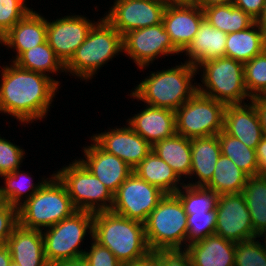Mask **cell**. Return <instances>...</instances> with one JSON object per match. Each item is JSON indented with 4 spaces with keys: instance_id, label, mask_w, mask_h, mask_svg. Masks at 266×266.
Listing matches in <instances>:
<instances>
[{
    "instance_id": "47",
    "label": "cell",
    "mask_w": 266,
    "mask_h": 266,
    "mask_svg": "<svg viewBox=\"0 0 266 266\" xmlns=\"http://www.w3.org/2000/svg\"><path fill=\"white\" fill-rule=\"evenodd\" d=\"M51 266H90L84 257L57 261Z\"/></svg>"
},
{
    "instance_id": "4",
    "label": "cell",
    "mask_w": 266,
    "mask_h": 266,
    "mask_svg": "<svg viewBox=\"0 0 266 266\" xmlns=\"http://www.w3.org/2000/svg\"><path fill=\"white\" fill-rule=\"evenodd\" d=\"M97 20L65 65V75L89 81L107 62L123 53L122 35L104 17Z\"/></svg>"
},
{
    "instance_id": "10",
    "label": "cell",
    "mask_w": 266,
    "mask_h": 266,
    "mask_svg": "<svg viewBox=\"0 0 266 266\" xmlns=\"http://www.w3.org/2000/svg\"><path fill=\"white\" fill-rule=\"evenodd\" d=\"M225 107L197 91L175 111L176 133L189 139L217 135L223 130Z\"/></svg>"
},
{
    "instance_id": "26",
    "label": "cell",
    "mask_w": 266,
    "mask_h": 266,
    "mask_svg": "<svg viewBox=\"0 0 266 266\" xmlns=\"http://www.w3.org/2000/svg\"><path fill=\"white\" fill-rule=\"evenodd\" d=\"M133 172L165 194H175L185 183L155 152L151 151Z\"/></svg>"
},
{
    "instance_id": "13",
    "label": "cell",
    "mask_w": 266,
    "mask_h": 266,
    "mask_svg": "<svg viewBox=\"0 0 266 266\" xmlns=\"http://www.w3.org/2000/svg\"><path fill=\"white\" fill-rule=\"evenodd\" d=\"M216 213V235L234 243L259 237L242 193L219 195Z\"/></svg>"
},
{
    "instance_id": "24",
    "label": "cell",
    "mask_w": 266,
    "mask_h": 266,
    "mask_svg": "<svg viewBox=\"0 0 266 266\" xmlns=\"http://www.w3.org/2000/svg\"><path fill=\"white\" fill-rule=\"evenodd\" d=\"M227 35L204 19L195 38L183 52L188 57L186 61L197 69L207 61L225 57Z\"/></svg>"
},
{
    "instance_id": "2",
    "label": "cell",
    "mask_w": 266,
    "mask_h": 266,
    "mask_svg": "<svg viewBox=\"0 0 266 266\" xmlns=\"http://www.w3.org/2000/svg\"><path fill=\"white\" fill-rule=\"evenodd\" d=\"M169 68L151 71L130 91L133 100L174 111L186 103L198 91V83L194 81L197 69L187 61Z\"/></svg>"
},
{
    "instance_id": "31",
    "label": "cell",
    "mask_w": 266,
    "mask_h": 266,
    "mask_svg": "<svg viewBox=\"0 0 266 266\" xmlns=\"http://www.w3.org/2000/svg\"><path fill=\"white\" fill-rule=\"evenodd\" d=\"M202 9L205 20L212 27L226 34L243 31L256 22L248 13H245L233 3L211 5Z\"/></svg>"
},
{
    "instance_id": "16",
    "label": "cell",
    "mask_w": 266,
    "mask_h": 266,
    "mask_svg": "<svg viewBox=\"0 0 266 266\" xmlns=\"http://www.w3.org/2000/svg\"><path fill=\"white\" fill-rule=\"evenodd\" d=\"M123 126L109 127V130L96 133L90 138L104 151L117 156L134 169L152 151V145L128 124Z\"/></svg>"
},
{
    "instance_id": "29",
    "label": "cell",
    "mask_w": 266,
    "mask_h": 266,
    "mask_svg": "<svg viewBox=\"0 0 266 266\" xmlns=\"http://www.w3.org/2000/svg\"><path fill=\"white\" fill-rule=\"evenodd\" d=\"M52 175L48 178L41 177L37 183H33L32 175L20 169L5 174L1 177L5 182L0 186V201L18 208L30 199Z\"/></svg>"
},
{
    "instance_id": "30",
    "label": "cell",
    "mask_w": 266,
    "mask_h": 266,
    "mask_svg": "<svg viewBox=\"0 0 266 266\" xmlns=\"http://www.w3.org/2000/svg\"><path fill=\"white\" fill-rule=\"evenodd\" d=\"M13 63L23 69L50 76L59 86L61 84L60 81L55 80L53 75L56 74L57 76L58 73L61 74L63 72L64 74L66 72L65 65L57 57L47 41L22 52Z\"/></svg>"
},
{
    "instance_id": "12",
    "label": "cell",
    "mask_w": 266,
    "mask_h": 266,
    "mask_svg": "<svg viewBox=\"0 0 266 266\" xmlns=\"http://www.w3.org/2000/svg\"><path fill=\"white\" fill-rule=\"evenodd\" d=\"M164 195L160 189L132 172L114 194L111 211L144 223Z\"/></svg>"
},
{
    "instance_id": "36",
    "label": "cell",
    "mask_w": 266,
    "mask_h": 266,
    "mask_svg": "<svg viewBox=\"0 0 266 266\" xmlns=\"http://www.w3.org/2000/svg\"><path fill=\"white\" fill-rule=\"evenodd\" d=\"M244 79L251 98L266 95V49L244 63Z\"/></svg>"
},
{
    "instance_id": "33",
    "label": "cell",
    "mask_w": 266,
    "mask_h": 266,
    "mask_svg": "<svg viewBox=\"0 0 266 266\" xmlns=\"http://www.w3.org/2000/svg\"><path fill=\"white\" fill-rule=\"evenodd\" d=\"M254 232L261 236L266 234V175L248 176L242 191Z\"/></svg>"
},
{
    "instance_id": "45",
    "label": "cell",
    "mask_w": 266,
    "mask_h": 266,
    "mask_svg": "<svg viewBox=\"0 0 266 266\" xmlns=\"http://www.w3.org/2000/svg\"><path fill=\"white\" fill-rule=\"evenodd\" d=\"M250 101L255 106L263 136L266 137V96H256L253 97Z\"/></svg>"
},
{
    "instance_id": "8",
    "label": "cell",
    "mask_w": 266,
    "mask_h": 266,
    "mask_svg": "<svg viewBox=\"0 0 266 266\" xmlns=\"http://www.w3.org/2000/svg\"><path fill=\"white\" fill-rule=\"evenodd\" d=\"M93 220V213L78 210L70 217L41 230L47 262L52 265L57 261L83 257L86 250H83L81 243H84L88 234L93 238Z\"/></svg>"
},
{
    "instance_id": "54",
    "label": "cell",
    "mask_w": 266,
    "mask_h": 266,
    "mask_svg": "<svg viewBox=\"0 0 266 266\" xmlns=\"http://www.w3.org/2000/svg\"><path fill=\"white\" fill-rule=\"evenodd\" d=\"M121 266H142V258L136 260L133 263H129V264H122Z\"/></svg>"
},
{
    "instance_id": "21",
    "label": "cell",
    "mask_w": 266,
    "mask_h": 266,
    "mask_svg": "<svg viewBox=\"0 0 266 266\" xmlns=\"http://www.w3.org/2000/svg\"><path fill=\"white\" fill-rule=\"evenodd\" d=\"M47 18L33 8L6 33V48L16 54L13 62L22 52L47 41Z\"/></svg>"
},
{
    "instance_id": "50",
    "label": "cell",
    "mask_w": 266,
    "mask_h": 266,
    "mask_svg": "<svg viewBox=\"0 0 266 266\" xmlns=\"http://www.w3.org/2000/svg\"><path fill=\"white\" fill-rule=\"evenodd\" d=\"M11 260L8 247L6 245L0 246V266H9Z\"/></svg>"
},
{
    "instance_id": "14",
    "label": "cell",
    "mask_w": 266,
    "mask_h": 266,
    "mask_svg": "<svg viewBox=\"0 0 266 266\" xmlns=\"http://www.w3.org/2000/svg\"><path fill=\"white\" fill-rule=\"evenodd\" d=\"M104 18L123 36L163 21L165 7L158 0H114Z\"/></svg>"
},
{
    "instance_id": "39",
    "label": "cell",
    "mask_w": 266,
    "mask_h": 266,
    "mask_svg": "<svg viewBox=\"0 0 266 266\" xmlns=\"http://www.w3.org/2000/svg\"><path fill=\"white\" fill-rule=\"evenodd\" d=\"M26 152L21 146L13 144L0 134V178L20 169Z\"/></svg>"
},
{
    "instance_id": "53",
    "label": "cell",
    "mask_w": 266,
    "mask_h": 266,
    "mask_svg": "<svg viewBox=\"0 0 266 266\" xmlns=\"http://www.w3.org/2000/svg\"><path fill=\"white\" fill-rule=\"evenodd\" d=\"M6 47V33L0 29V46Z\"/></svg>"
},
{
    "instance_id": "6",
    "label": "cell",
    "mask_w": 266,
    "mask_h": 266,
    "mask_svg": "<svg viewBox=\"0 0 266 266\" xmlns=\"http://www.w3.org/2000/svg\"><path fill=\"white\" fill-rule=\"evenodd\" d=\"M197 72L201 73L202 82L198 83V92L203 95L225 105L244 104L252 99L246 91L244 63L240 61L220 57L201 64Z\"/></svg>"
},
{
    "instance_id": "3",
    "label": "cell",
    "mask_w": 266,
    "mask_h": 266,
    "mask_svg": "<svg viewBox=\"0 0 266 266\" xmlns=\"http://www.w3.org/2000/svg\"><path fill=\"white\" fill-rule=\"evenodd\" d=\"M93 239L110 249L122 264L133 263L151 252L144 223L111 210L94 213Z\"/></svg>"
},
{
    "instance_id": "5",
    "label": "cell",
    "mask_w": 266,
    "mask_h": 266,
    "mask_svg": "<svg viewBox=\"0 0 266 266\" xmlns=\"http://www.w3.org/2000/svg\"><path fill=\"white\" fill-rule=\"evenodd\" d=\"M76 211L65 185L53 173L30 199L18 207V224L27 229L43 230Z\"/></svg>"
},
{
    "instance_id": "52",
    "label": "cell",
    "mask_w": 266,
    "mask_h": 266,
    "mask_svg": "<svg viewBox=\"0 0 266 266\" xmlns=\"http://www.w3.org/2000/svg\"><path fill=\"white\" fill-rule=\"evenodd\" d=\"M256 23L262 29L266 37V3L261 15L257 18Z\"/></svg>"
},
{
    "instance_id": "46",
    "label": "cell",
    "mask_w": 266,
    "mask_h": 266,
    "mask_svg": "<svg viewBox=\"0 0 266 266\" xmlns=\"http://www.w3.org/2000/svg\"><path fill=\"white\" fill-rule=\"evenodd\" d=\"M258 175H266V137H262L255 149Z\"/></svg>"
},
{
    "instance_id": "51",
    "label": "cell",
    "mask_w": 266,
    "mask_h": 266,
    "mask_svg": "<svg viewBox=\"0 0 266 266\" xmlns=\"http://www.w3.org/2000/svg\"><path fill=\"white\" fill-rule=\"evenodd\" d=\"M233 2L234 0H195V4L199 5L201 8L211 5L232 4Z\"/></svg>"
},
{
    "instance_id": "20",
    "label": "cell",
    "mask_w": 266,
    "mask_h": 266,
    "mask_svg": "<svg viewBox=\"0 0 266 266\" xmlns=\"http://www.w3.org/2000/svg\"><path fill=\"white\" fill-rule=\"evenodd\" d=\"M142 110L128 118L126 123L151 145L176 133L175 111L144 105Z\"/></svg>"
},
{
    "instance_id": "43",
    "label": "cell",
    "mask_w": 266,
    "mask_h": 266,
    "mask_svg": "<svg viewBox=\"0 0 266 266\" xmlns=\"http://www.w3.org/2000/svg\"><path fill=\"white\" fill-rule=\"evenodd\" d=\"M159 266H192L186 249H159Z\"/></svg>"
},
{
    "instance_id": "27",
    "label": "cell",
    "mask_w": 266,
    "mask_h": 266,
    "mask_svg": "<svg viewBox=\"0 0 266 266\" xmlns=\"http://www.w3.org/2000/svg\"><path fill=\"white\" fill-rule=\"evenodd\" d=\"M152 151L164 160L182 181L187 182L191 171V139L175 133L154 143Z\"/></svg>"
},
{
    "instance_id": "44",
    "label": "cell",
    "mask_w": 266,
    "mask_h": 266,
    "mask_svg": "<svg viewBox=\"0 0 266 266\" xmlns=\"http://www.w3.org/2000/svg\"><path fill=\"white\" fill-rule=\"evenodd\" d=\"M266 0H234L233 4L248 13L252 18L257 20L261 15Z\"/></svg>"
},
{
    "instance_id": "55",
    "label": "cell",
    "mask_w": 266,
    "mask_h": 266,
    "mask_svg": "<svg viewBox=\"0 0 266 266\" xmlns=\"http://www.w3.org/2000/svg\"><path fill=\"white\" fill-rule=\"evenodd\" d=\"M259 237H260V238L263 237L261 240L264 241L263 244H264L265 249H266V234H263V235H261V236H259Z\"/></svg>"
},
{
    "instance_id": "17",
    "label": "cell",
    "mask_w": 266,
    "mask_h": 266,
    "mask_svg": "<svg viewBox=\"0 0 266 266\" xmlns=\"http://www.w3.org/2000/svg\"><path fill=\"white\" fill-rule=\"evenodd\" d=\"M83 146L84 157L78 158L114 195L119 186L132 174L133 169L122 159L104 151L92 138Z\"/></svg>"
},
{
    "instance_id": "56",
    "label": "cell",
    "mask_w": 266,
    "mask_h": 266,
    "mask_svg": "<svg viewBox=\"0 0 266 266\" xmlns=\"http://www.w3.org/2000/svg\"><path fill=\"white\" fill-rule=\"evenodd\" d=\"M9 266H21L18 263L14 262L13 260H11Z\"/></svg>"
},
{
    "instance_id": "35",
    "label": "cell",
    "mask_w": 266,
    "mask_h": 266,
    "mask_svg": "<svg viewBox=\"0 0 266 266\" xmlns=\"http://www.w3.org/2000/svg\"><path fill=\"white\" fill-rule=\"evenodd\" d=\"M187 215L216 210L219 195L204 186L184 184L176 193Z\"/></svg>"
},
{
    "instance_id": "41",
    "label": "cell",
    "mask_w": 266,
    "mask_h": 266,
    "mask_svg": "<svg viewBox=\"0 0 266 266\" xmlns=\"http://www.w3.org/2000/svg\"><path fill=\"white\" fill-rule=\"evenodd\" d=\"M90 249L86 247L84 258L90 266H121L122 263L115 257L110 249L100 245L93 238Z\"/></svg>"
},
{
    "instance_id": "19",
    "label": "cell",
    "mask_w": 266,
    "mask_h": 266,
    "mask_svg": "<svg viewBox=\"0 0 266 266\" xmlns=\"http://www.w3.org/2000/svg\"><path fill=\"white\" fill-rule=\"evenodd\" d=\"M223 131L252 149L260 143L263 133L254 104L226 105Z\"/></svg>"
},
{
    "instance_id": "9",
    "label": "cell",
    "mask_w": 266,
    "mask_h": 266,
    "mask_svg": "<svg viewBox=\"0 0 266 266\" xmlns=\"http://www.w3.org/2000/svg\"><path fill=\"white\" fill-rule=\"evenodd\" d=\"M67 165L53 173L65 185L75 208L93 214L110 211L114 201L110 190L79 159Z\"/></svg>"
},
{
    "instance_id": "42",
    "label": "cell",
    "mask_w": 266,
    "mask_h": 266,
    "mask_svg": "<svg viewBox=\"0 0 266 266\" xmlns=\"http://www.w3.org/2000/svg\"><path fill=\"white\" fill-rule=\"evenodd\" d=\"M18 225V208L0 201V246L6 245Z\"/></svg>"
},
{
    "instance_id": "7",
    "label": "cell",
    "mask_w": 266,
    "mask_h": 266,
    "mask_svg": "<svg viewBox=\"0 0 266 266\" xmlns=\"http://www.w3.org/2000/svg\"><path fill=\"white\" fill-rule=\"evenodd\" d=\"M151 251L186 249L187 214L176 194H165L144 222Z\"/></svg>"
},
{
    "instance_id": "23",
    "label": "cell",
    "mask_w": 266,
    "mask_h": 266,
    "mask_svg": "<svg viewBox=\"0 0 266 266\" xmlns=\"http://www.w3.org/2000/svg\"><path fill=\"white\" fill-rule=\"evenodd\" d=\"M220 156L218 135L191 139V171L185 184L205 186L211 180Z\"/></svg>"
},
{
    "instance_id": "11",
    "label": "cell",
    "mask_w": 266,
    "mask_h": 266,
    "mask_svg": "<svg viewBox=\"0 0 266 266\" xmlns=\"http://www.w3.org/2000/svg\"><path fill=\"white\" fill-rule=\"evenodd\" d=\"M122 43L125 56L143 70L158 57L184 55L173 45L163 23L132 30L122 36Z\"/></svg>"
},
{
    "instance_id": "1",
    "label": "cell",
    "mask_w": 266,
    "mask_h": 266,
    "mask_svg": "<svg viewBox=\"0 0 266 266\" xmlns=\"http://www.w3.org/2000/svg\"><path fill=\"white\" fill-rule=\"evenodd\" d=\"M10 63L0 66V113L16 118L23 126L43 121L60 86L50 76Z\"/></svg>"
},
{
    "instance_id": "15",
    "label": "cell",
    "mask_w": 266,
    "mask_h": 266,
    "mask_svg": "<svg viewBox=\"0 0 266 266\" xmlns=\"http://www.w3.org/2000/svg\"><path fill=\"white\" fill-rule=\"evenodd\" d=\"M95 23L81 14H69L50 21L47 19V42L64 65L85 41Z\"/></svg>"
},
{
    "instance_id": "40",
    "label": "cell",
    "mask_w": 266,
    "mask_h": 266,
    "mask_svg": "<svg viewBox=\"0 0 266 266\" xmlns=\"http://www.w3.org/2000/svg\"><path fill=\"white\" fill-rule=\"evenodd\" d=\"M26 0H0V29L7 33L31 9Z\"/></svg>"
},
{
    "instance_id": "48",
    "label": "cell",
    "mask_w": 266,
    "mask_h": 266,
    "mask_svg": "<svg viewBox=\"0 0 266 266\" xmlns=\"http://www.w3.org/2000/svg\"><path fill=\"white\" fill-rule=\"evenodd\" d=\"M165 8L189 6L195 3V0H158Z\"/></svg>"
},
{
    "instance_id": "37",
    "label": "cell",
    "mask_w": 266,
    "mask_h": 266,
    "mask_svg": "<svg viewBox=\"0 0 266 266\" xmlns=\"http://www.w3.org/2000/svg\"><path fill=\"white\" fill-rule=\"evenodd\" d=\"M217 223L216 210L209 212H192L187 215L186 247L215 234Z\"/></svg>"
},
{
    "instance_id": "18",
    "label": "cell",
    "mask_w": 266,
    "mask_h": 266,
    "mask_svg": "<svg viewBox=\"0 0 266 266\" xmlns=\"http://www.w3.org/2000/svg\"><path fill=\"white\" fill-rule=\"evenodd\" d=\"M204 19L203 9L194 3L165 8L162 23L175 48L183 53L195 38Z\"/></svg>"
},
{
    "instance_id": "25",
    "label": "cell",
    "mask_w": 266,
    "mask_h": 266,
    "mask_svg": "<svg viewBox=\"0 0 266 266\" xmlns=\"http://www.w3.org/2000/svg\"><path fill=\"white\" fill-rule=\"evenodd\" d=\"M192 266H234L236 243L216 234L186 247Z\"/></svg>"
},
{
    "instance_id": "49",
    "label": "cell",
    "mask_w": 266,
    "mask_h": 266,
    "mask_svg": "<svg viewBox=\"0 0 266 266\" xmlns=\"http://www.w3.org/2000/svg\"><path fill=\"white\" fill-rule=\"evenodd\" d=\"M142 266H159V254L156 251H151L142 258Z\"/></svg>"
},
{
    "instance_id": "32",
    "label": "cell",
    "mask_w": 266,
    "mask_h": 266,
    "mask_svg": "<svg viewBox=\"0 0 266 266\" xmlns=\"http://www.w3.org/2000/svg\"><path fill=\"white\" fill-rule=\"evenodd\" d=\"M248 175L230 159L221 155L211 180L204 186L218 195L242 193Z\"/></svg>"
},
{
    "instance_id": "34",
    "label": "cell",
    "mask_w": 266,
    "mask_h": 266,
    "mask_svg": "<svg viewBox=\"0 0 266 266\" xmlns=\"http://www.w3.org/2000/svg\"><path fill=\"white\" fill-rule=\"evenodd\" d=\"M217 135L221 155L230 158L248 176L258 175L255 149L248 147L236 137L225 133L223 130Z\"/></svg>"
},
{
    "instance_id": "22",
    "label": "cell",
    "mask_w": 266,
    "mask_h": 266,
    "mask_svg": "<svg viewBox=\"0 0 266 266\" xmlns=\"http://www.w3.org/2000/svg\"><path fill=\"white\" fill-rule=\"evenodd\" d=\"M11 259L21 266H51L45 257L41 230L17 225L6 242Z\"/></svg>"
},
{
    "instance_id": "28",
    "label": "cell",
    "mask_w": 266,
    "mask_h": 266,
    "mask_svg": "<svg viewBox=\"0 0 266 266\" xmlns=\"http://www.w3.org/2000/svg\"><path fill=\"white\" fill-rule=\"evenodd\" d=\"M266 49V37L255 22L243 31L229 33L226 39L225 57L245 63Z\"/></svg>"
},
{
    "instance_id": "38",
    "label": "cell",
    "mask_w": 266,
    "mask_h": 266,
    "mask_svg": "<svg viewBox=\"0 0 266 266\" xmlns=\"http://www.w3.org/2000/svg\"><path fill=\"white\" fill-rule=\"evenodd\" d=\"M260 240L257 237L236 243L234 266H266V249Z\"/></svg>"
}]
</instances>
